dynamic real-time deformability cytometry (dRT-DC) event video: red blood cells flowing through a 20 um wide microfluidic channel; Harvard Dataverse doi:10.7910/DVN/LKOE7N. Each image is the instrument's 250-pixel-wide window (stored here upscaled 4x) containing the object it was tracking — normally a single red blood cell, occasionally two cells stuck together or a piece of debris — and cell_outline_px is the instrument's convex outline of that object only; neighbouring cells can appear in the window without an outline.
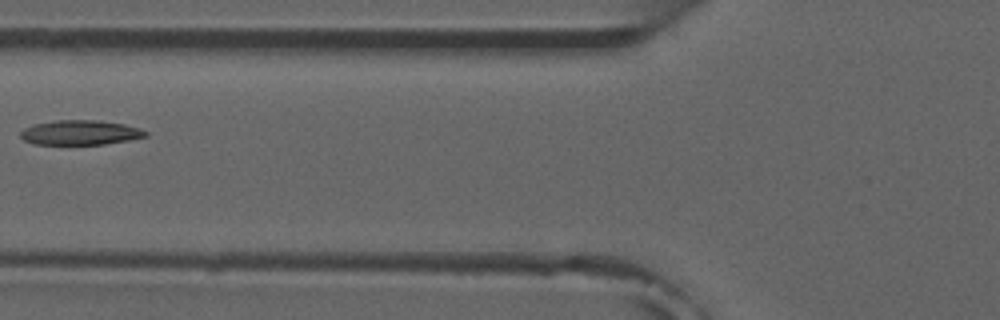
{"species": "common noctule bat (a hibernating species)", "species_latin": "Nyctalus noctula", "temperature_condition": "room temperature", "stored_images_in_passage": 7, "camera_frame_rate_fps": 3000, "um_per_image_px": 0.085, "animal": {"sex": "male", "forearm_length_mm": 52.5}, "frame": {"image": 1, "passage_image": 6, "time_ms": 6.667, "image_size_px": [1000, 320], "cell_outline_px": [[148, 136], [128, 140], [104, 144], [32, 144], [24, 140], [20, 136], [20, 132], [24, 128], [36, 124], [56, 120], [96, 120], [124, 124], [140, 128], [148, 132]], "centroid_in_image_um": [6.83, 11.27], "position_along_channel_um": 119.0, "area_um2": 17.92}}
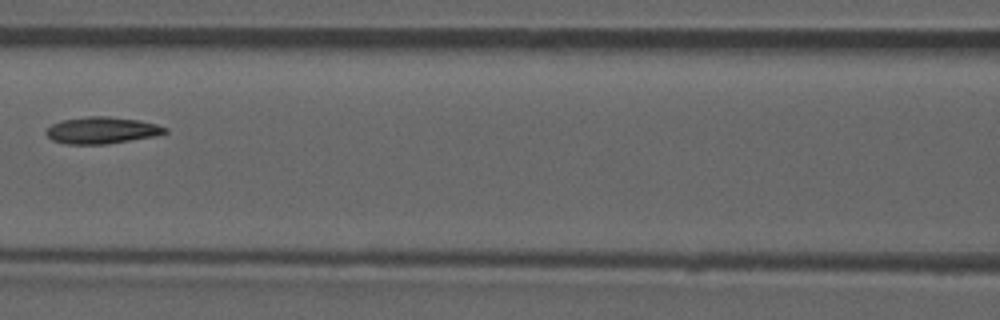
{"frame": {"image": 2, "passage_image": 7, "time_ms": 7.667, "image_size_px": [1000, 320], "cell_outline_px": [[168, 132], [156, 136], [108, 144], [64, 144], [52, 140], [44, 132], [52, 124], [60, 120], [88, 116], [108, 116], [140, 120], [156, 124], [168, 128]], "centroid_in_image_um": [8.66, 11.07], "position_along_channel_um": 157.9, "area_um2": 18.73}}